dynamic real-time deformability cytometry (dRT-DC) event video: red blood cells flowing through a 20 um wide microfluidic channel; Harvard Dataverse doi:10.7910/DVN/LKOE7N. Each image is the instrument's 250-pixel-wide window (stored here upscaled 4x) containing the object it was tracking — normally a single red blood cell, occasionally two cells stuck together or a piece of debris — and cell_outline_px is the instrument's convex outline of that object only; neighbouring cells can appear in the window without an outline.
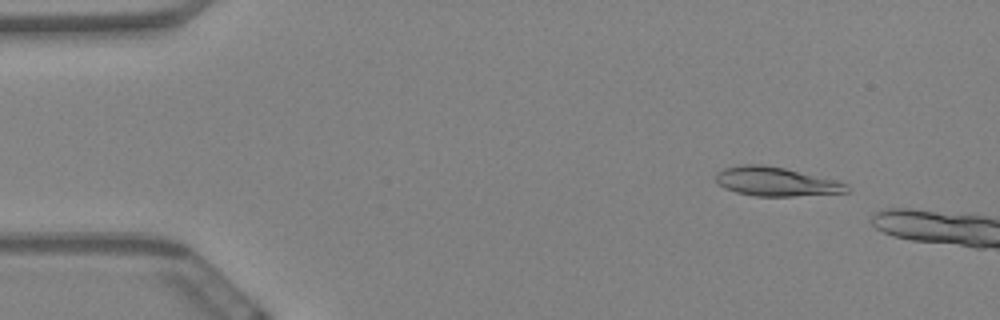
{"species": "Egyptian fruit bat (a non-hibernating species)", "species_latin": "Rousettus aegyptiacus", "temperature_condition": "warm", "stored_images_in_passage": 18, "camera_frame_rate_fps": 3000, "um_per_image_px": 0.085, "animal": {"sex": "female"}, "frame": {"image": 1, "passage_image": 6, "time_ms": 1.667, "image_size_px": [1000, 320], "cell_outline_px": [[848, 192], [792, 196], [756, 196], [736, 192], [724, 188], [716, 180], [716, 172], [724, 168], [744, 164], [764, 164], [784, 168], [848, 184]], "centroid_in_image_um": [65.9, 15.43], "position_along_channel_um": 19.1, "area_um2": 21.73}}